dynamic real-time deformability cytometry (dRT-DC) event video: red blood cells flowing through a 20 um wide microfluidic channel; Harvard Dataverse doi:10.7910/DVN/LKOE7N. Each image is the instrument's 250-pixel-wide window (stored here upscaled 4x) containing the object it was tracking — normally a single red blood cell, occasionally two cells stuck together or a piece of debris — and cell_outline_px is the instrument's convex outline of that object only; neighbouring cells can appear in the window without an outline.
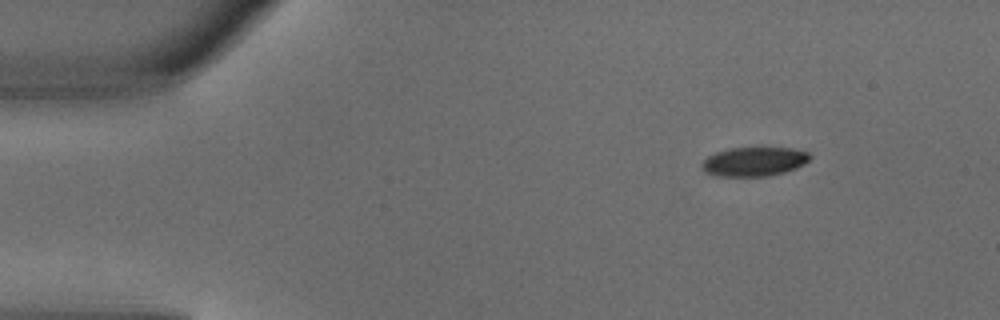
{"species": "common noctule bat (a hibernating species)", "species_latin": "Nyctalus noctula", "temperature_condition": "warm", "stored_images_in_passage": 3, "camera_frame_rate_fps": 3000, "um_per_image_px": 0.085, "animal": {"sex": "male", "body_mass_g": 18.8}, "frame": {"image": 1, "passage_image": 1, "time_ms": 0.0, "image_size_px": [1000, 320], "cell_outline_px": [[812, 156], [804, 164], [796, 168], [784, 172], [768, 176], [712, 176], [704, 172], [700, 164], [708, 156], [716, 152], [728, 148], [792, 148], [808, 152]], "centroid_in_image_um": [64.07, 13.74], "position_along_channel_um": 20.9, "area_um2": 18.44}}
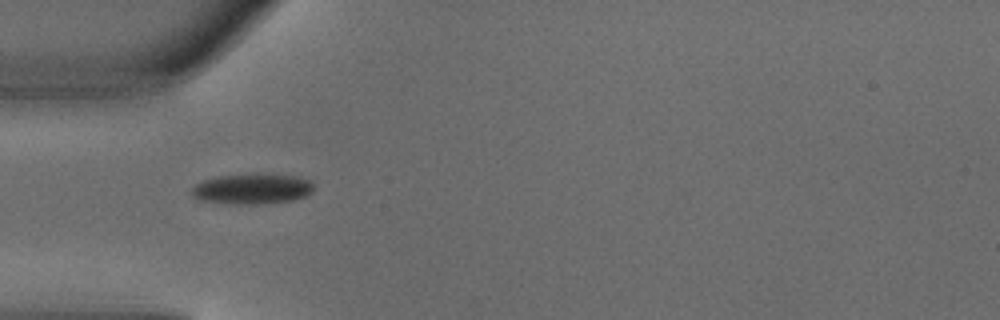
{"frame": {"image": 2, "passage_image": 3, "time_ms": 0.667, "image_size_px": [1000, 320], "cell_outline_px": [[312, 192], [308, 196], [292, 200], [264, 204], [236, 204], [200, 200], [192, 196], [192, 188], [196, 184], [204, 180], [216, 176], [256, 172], [296, 176], [308, 180], [312, 184]], "centroid_in_image_um": [21.44, 16.03], "position_along_channel_um": 63.6, "area_um2": 22.02}}